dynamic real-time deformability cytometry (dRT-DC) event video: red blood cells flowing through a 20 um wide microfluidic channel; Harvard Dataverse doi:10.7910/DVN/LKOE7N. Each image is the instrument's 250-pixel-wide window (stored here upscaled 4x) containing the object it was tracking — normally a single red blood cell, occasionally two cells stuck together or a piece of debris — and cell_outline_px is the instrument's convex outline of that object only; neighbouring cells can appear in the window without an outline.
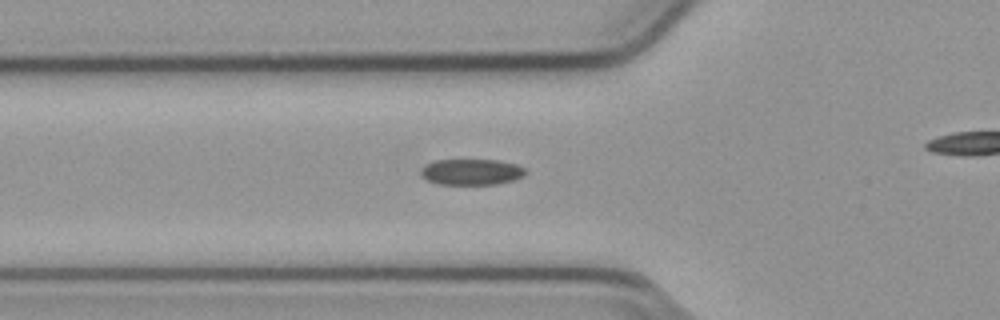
{"species": "common noctule bat (a hibernating species)", "species_latin": "Nyctalus noctula", "temperature_condition": "cold", "stored_images_in_passage": 27, "camera_frame_rate_fps": 3000, "um_per_image_px": 0.085, "animal": {"sex": "male", "body_mass_g": 23.1, "forearm_length_mm": 52.7}, "frame": {"image": 1, "passage_image": 2, "time_ms": 0.333, "image_size_px": [1000, 320], "cell_outline_px": [[524, 176], [512, 180], [496, 184], [436, 184], [420, 176], [420, 172], [428, 164], [436, 160], [496, 160], [516, 164], [524, 168]], "centroid_in_image_um": [40.06, 14.62], "position_along_channel_um": 85.7, "area_um2": 15.61}}
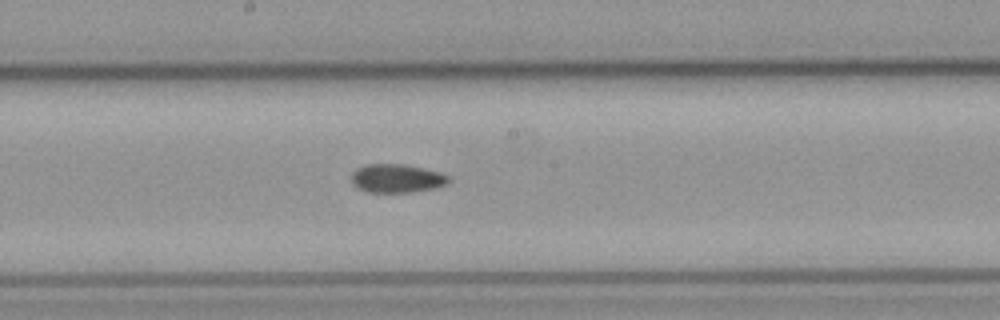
{"frame": {"image": 2, "passage_image": 12, "time_ms": 3.667, "image_size_px": [1000, 320], "cell_outline_px": [[448, 180], [444, 184], [436, 188], [412, 192], [368, 192], [352, 184], [352, 172], [356, 168], [368, 164], [404, 164], [440, 172], [448, 176]], "centroid_in_image_um": [33.7, 15.16], "position_along_channel_um": 214.5, "area_um2": 16.01}}
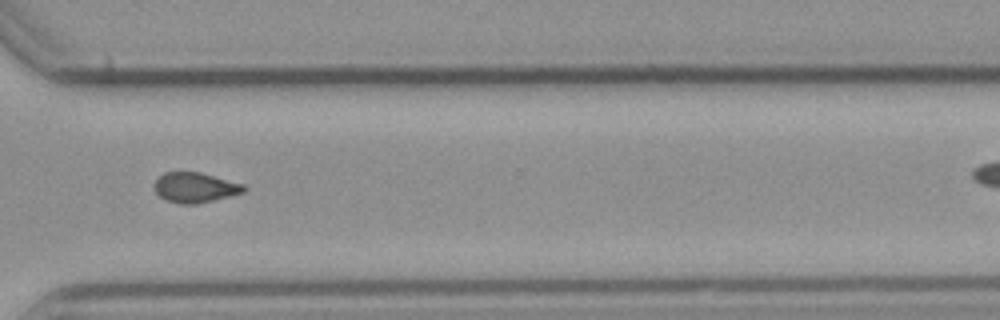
{"frame": {"image": 3, "passage_image": 23, "time_ms": 7.333, "image_size_px": [1000, 320], "cell_outline_px": [[248, 188], [244, 192], [196, 204], [180, 204], [164, 200], [156, 192], [156, 180], [164, 172], [200, 172], [244, 184]], "centroid_in_image_um": [16.6, 15.94], "position_along_channel_um": 354.0, "area_um2": 15.55}}